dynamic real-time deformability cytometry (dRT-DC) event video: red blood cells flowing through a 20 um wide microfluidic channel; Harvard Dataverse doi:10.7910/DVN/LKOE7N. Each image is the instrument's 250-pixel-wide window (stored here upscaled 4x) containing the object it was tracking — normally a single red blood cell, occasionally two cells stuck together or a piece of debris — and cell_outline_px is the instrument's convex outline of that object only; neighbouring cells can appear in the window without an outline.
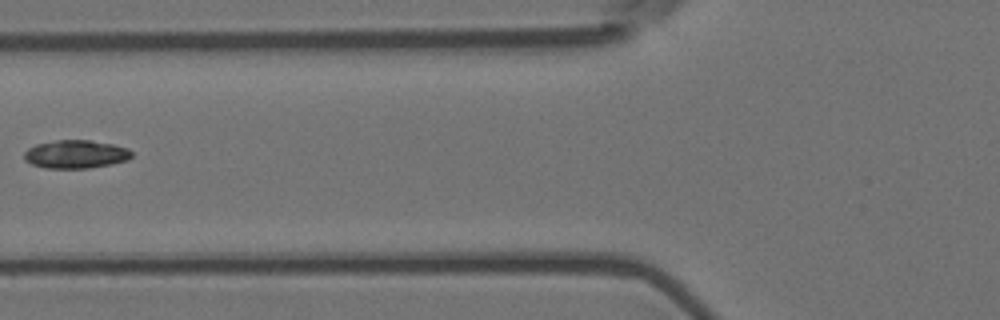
{"species": "Egyptian fruit bat (a non-hibernating species)", "species_latin": "Rousettus aegyptiacus", "temperature_condition": "room temperature", "stored_images_in_passage": 8, "segment_of_instrument_passage": [2, 2], "camera_frame_rate_fps": 3000, "um_per_image_px": 0.085, "animal": {"sex": "female"}, "frame": {"image": 1, "passage_image": 7, "time_ms": 2.0, "image_size_px": [1000, 320], "cell_outline_px": [[132, 156], [128, 160], [88, 168], [44, 168], [32, 164], [24, 160], [24, 152], [28, 148], [36, 144], [56, 140], [92, 140], [112, 144], [128, 148], [132, 152]], "centroid_in_image_um": [6.42, 13.1], "position_along_channel_um": 119.4, "area_um2": 17.69}}
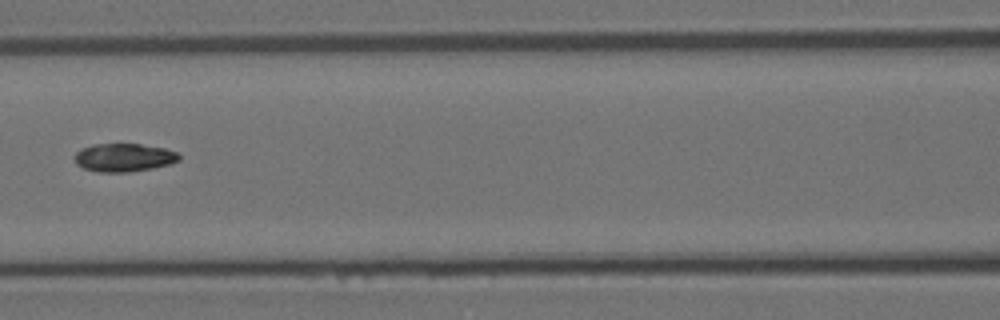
{"frame": {"image": 2, "passage_image": 8, "time_ms": 2.333, "image_size_px": [1000, 320], "cell_outline_px": [[180, 160], [168, 164], [152, 168], [128, 172], [96, 172], [84, 168], [76, 164], [76, 152], [80, 148], [92, 144], [140, 144], [164, 148], [176, 152], [180, 156]], "centroid_in_image_um": [10.51, 13.39], "position_along_channel_um": 156.1, "area_um2": 17.11}}